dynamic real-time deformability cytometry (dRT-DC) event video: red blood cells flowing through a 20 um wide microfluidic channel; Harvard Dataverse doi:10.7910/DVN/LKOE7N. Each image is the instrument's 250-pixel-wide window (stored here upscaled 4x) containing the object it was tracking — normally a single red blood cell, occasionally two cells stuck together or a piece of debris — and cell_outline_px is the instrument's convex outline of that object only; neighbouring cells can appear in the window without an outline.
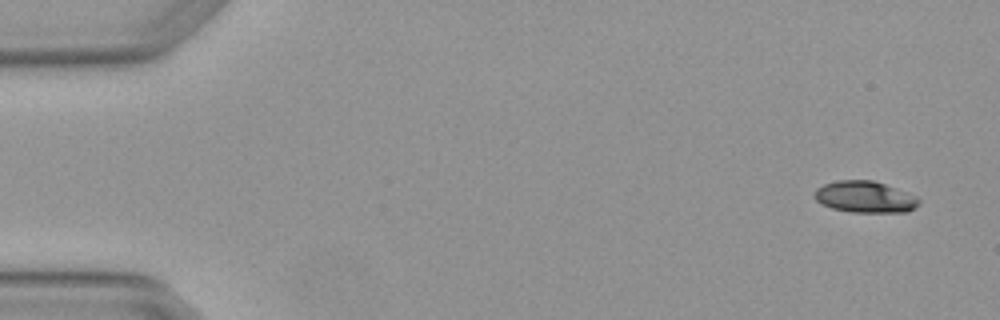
{"species": "Egyptian fruit bat (a non-hibernating species)", "species_latin": "Rousettus aegyptiacus", "temperature_condition": "warm", "stored_images_in_passage": 6, "camera_frame_rate_fps": 3000, "um_per_image_px": 0.085, "animal": {"sex": "female"}, "frame": {"image": 1, "passage_image": 1, "time_ms": 0.0, "image_size_px": [1000, 320], "cell_outline_px": [[920, 204], [916, 208], [908, 212], [852, 212], [832, 208], [820, 204], [812, 196], [816, 188], [824, 184], [836, 180], [872, 180], [884, 184], [916, 196], [920, 200]], "centroid_in_image_um": [73.5, 16.74], "position_along_channel_um": 11.5, "area_um2": 19.31}}
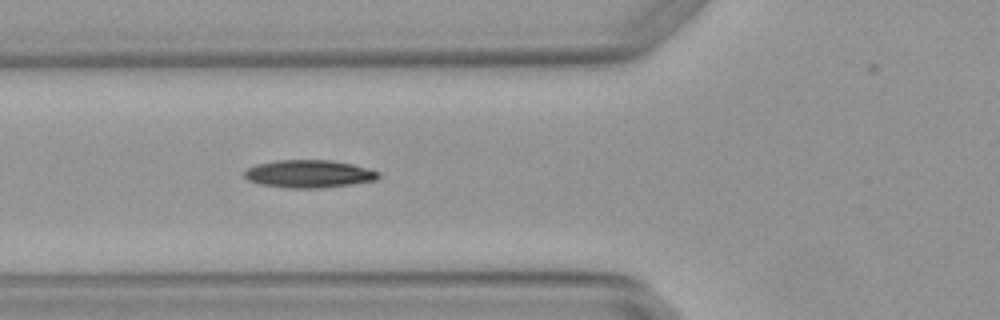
{"frame": {"image": 2, "passage_image": 5, "time_ms": 1.333, "image_size_px": [1000, 320], "cell_outline_px": [[380, 176], [376, 180], [352, 184], [320, 188], [288, 188], [260, 184], [248, 180], [244, 176], [244, 172], [248, 168], [256, 164], [276, 160], [332, 160], [352, 164], [368, 168], [380, 172]], "centroid_in_image_um": [26.27, 14.77], "position_along_channel_um": 99.5, "area_um2": 21.73}}